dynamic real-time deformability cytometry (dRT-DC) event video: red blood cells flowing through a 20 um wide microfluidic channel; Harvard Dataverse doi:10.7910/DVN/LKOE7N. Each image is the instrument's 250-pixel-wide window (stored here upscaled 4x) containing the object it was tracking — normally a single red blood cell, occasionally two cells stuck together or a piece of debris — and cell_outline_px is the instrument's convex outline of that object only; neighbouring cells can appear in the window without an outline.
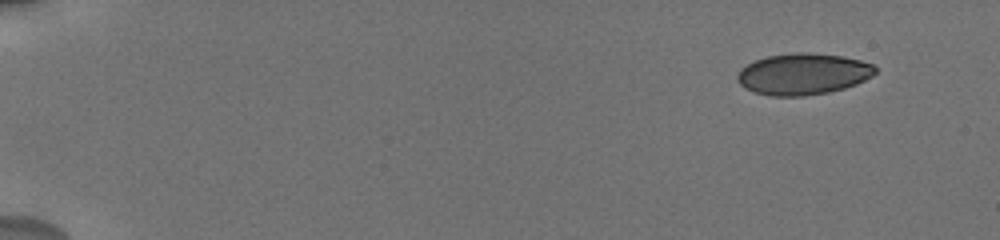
{"species": "human", "species_latin": "Homo sapiens", "temperature_condition": "cold", "stored_images_in_passage": 61, "camera_frame_rate_fps": 3000, "um_per_image_px": 0.085, "donor": {"sex": "male"}, "frame": {"image": 1, "passage_image": 1, "time_ms": 0.0, "image_size_px": [1000, 240], "cell_outline_px": [[876, 72], [872, 76], [856, 84], [844, 88], [828, 92], [804, 96], [772, 96], [752, 92], [744, 88], [736, 80], [736, 76], [740, 68], [756, 60], [768, 56], [800, 52], [804, 52], [840, 56], [860, 60], [872, 64], [876, 68]], "centroid_in_image_um": [68.23, 6.3], "position_along_channel_um": 16.8, "area_um2": 33.18}}
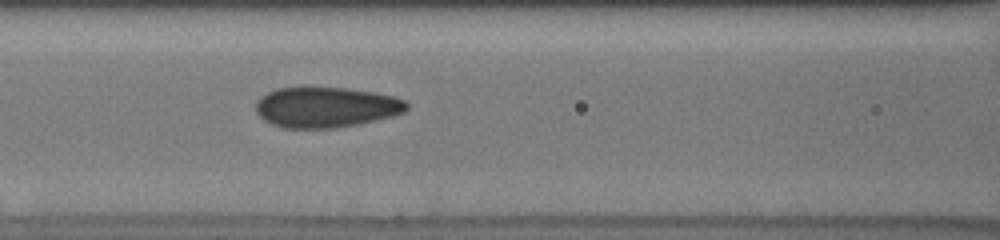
{"frame": {"image": 2, "passage_image": 29, "time_ms": 7.333, "image_size_px": [1000, 240], "cell_outline_px": [[408, 108], [404, 112], [392, 116], [356, 124], [336, 128], [284, 128], [272, 124], [264, 120], [256, 112], [256, 100], [260, 96], [276, 88], [304, 84], [308, 84], [348, 88], [372, 92], [392, 96], [404, 100], [408, 104]], "centroid_in_image_um": [27.64, 9.06], "position_along_channel_um": 139.0, "area_um2": 36.47}}
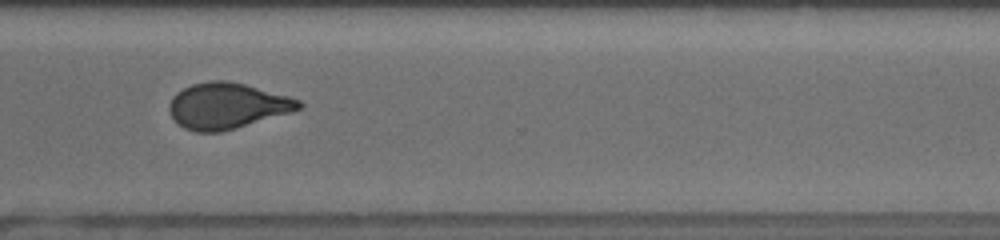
{"frame": {"image": 3, "passage_image": 44, "time_ms": 13.0, "image_size_px": [1000, 240], "cell_outline_px": [[304, 104], [300, 108], [292, 112], [220, 132], [196, 132], [184, 128], [176, 124], [168, 108], [168, 104], [172, 96], [176, 92], [192, 84], [208, 80], [228, 80], [244, 84], [288, 96], [300, 100]], "centroid_in_image_um": [19.26, 8.99], "position_along_channel_um": 351.3, "area_um2": 34.68}, "authors_computed_cell_mechanics": {"area_um2": 34.6222, "velocity_mm_per_s": 3.7545, "shape_relaxation_time_tau1_ms": null, "shape_relaxation_time_tau2_ms": 0.9714, "deformation_change_tau1": null, "deformation_change_tau2": 0.0536}}